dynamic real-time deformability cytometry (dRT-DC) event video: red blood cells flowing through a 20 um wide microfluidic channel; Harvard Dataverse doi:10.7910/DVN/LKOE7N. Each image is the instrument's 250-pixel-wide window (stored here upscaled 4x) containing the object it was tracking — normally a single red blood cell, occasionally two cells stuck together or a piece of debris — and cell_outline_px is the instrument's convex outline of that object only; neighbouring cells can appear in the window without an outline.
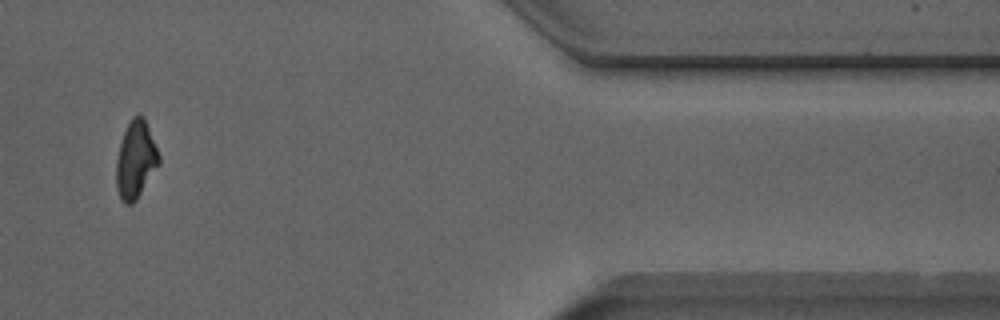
{"species": "Egyptian fruit bat (a non-hibernating species)", "species_latin": "Rousettus aegyptiacus", "temperature_condition": "room temperature", "stored_images_in_passage": 12, "camera_frame_rate_fps": 3000, "um_per_image_px": 0.085, "animal": {"sex": "male"}, "frame": {"image": 1, "passage_image": 10, "time_ms": 3.0, "image_size_px": [1000, 320], "cell_outline_px": [[160, 164], [136, 200], [132, 204], [124, 204], [120, 200], [116, 188], [116, 160], [120, 144], [124, 132], [132, 116], [144, 116], [160, 156]], "centroid_in_image_um": [11.53, 13.62], "position_along_channel_um": 399.9, "area_um2": 19.31}}